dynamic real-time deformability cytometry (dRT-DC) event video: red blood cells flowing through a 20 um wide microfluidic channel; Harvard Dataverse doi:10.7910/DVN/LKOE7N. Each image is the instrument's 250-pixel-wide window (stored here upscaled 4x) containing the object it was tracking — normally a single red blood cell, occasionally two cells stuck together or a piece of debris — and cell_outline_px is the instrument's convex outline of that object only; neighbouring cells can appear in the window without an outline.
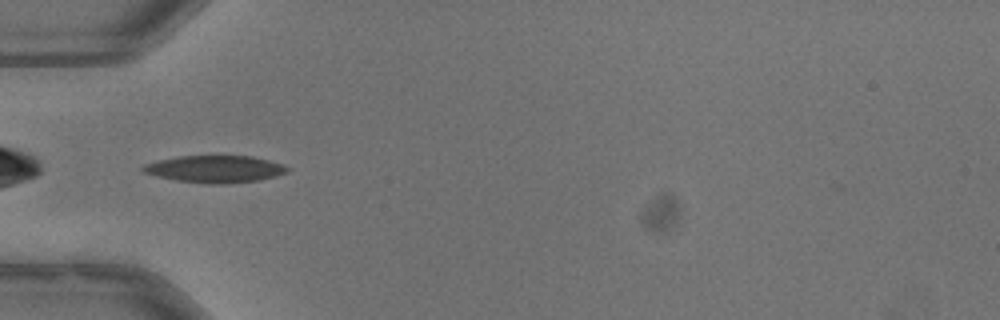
{"species": "common noctule bat (a hibernating species)", "species_latin": "Nyctalus noctula", "temperature_condition": "warm", "stored_images_in_passage": 30, "camera_frame_rate_fps": 3000, "um_per_image_px": 0.085, "animal": {"sex": "male", "body_mass_g": 13.3}, "frame": {"image": 1, "passage_image": 1, "time_ms": 0.0, "image_size_px": [1000, 320], "cell_outline_px": [[288, 172], [276, 176], [260, 180], [224, 184], [212, 184], [176, 180], [156, 176], [144, 172], [140, 168], [144, 164], [160, 160], [180, 156], [252, 156], [284, 164], [288, 168]], "centroid_in_image_um": [18.3, 14.37], "position_along_channel_um": 66.7, "area_um2": 22.72}}
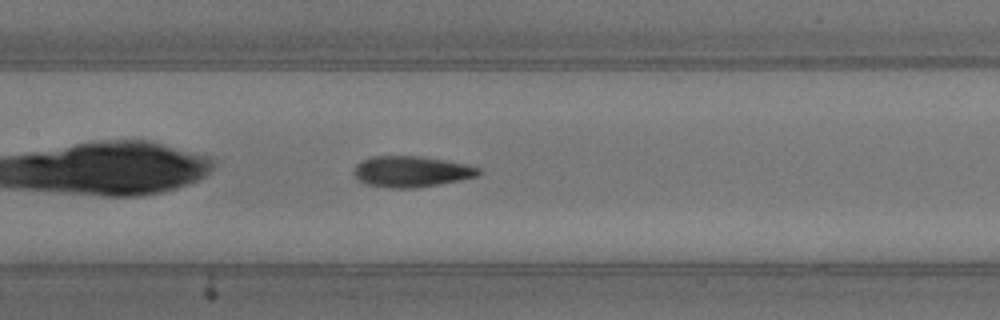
{"frame": {"image": 2, "passage_image": 9, "time_ms": 2.667, "image_size_px": [1000, 320], "cell_outline_px": [[480, 172], [476, 176], [416, 188], [388, 188], [364, 184], [356, 180], [356, 164], [360, 160], [372, 156], [420, 156], [444, 160], [464, 164], [480, 168]], "centroid_in_image_um": [34.89, 14.58], "position_along_channel_um": 172.5, "area_um2": 22.25}, "authors_computed_cell_mechanics": {"area_um2": 22.1952, "velocity_mm_per_s": 3.9641, "shape_relaxation_time_tau1_ms": 3.5956, "shape_relaxation_time_tau2_ms": 2.6345, "deformation_change_tau1": 0.1289, "deformation_change_tau2": 0.106}}